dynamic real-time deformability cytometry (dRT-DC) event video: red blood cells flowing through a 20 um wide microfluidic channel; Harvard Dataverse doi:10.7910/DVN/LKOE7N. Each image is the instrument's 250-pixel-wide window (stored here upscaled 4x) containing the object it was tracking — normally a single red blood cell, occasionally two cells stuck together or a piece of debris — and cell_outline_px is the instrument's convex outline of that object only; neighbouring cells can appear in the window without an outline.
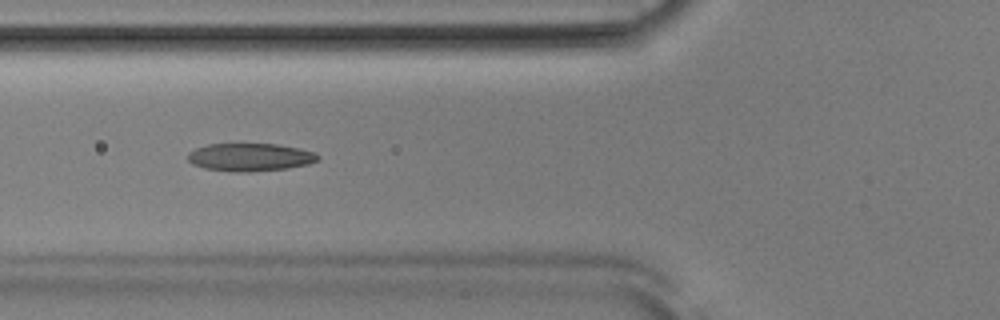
{"species": "Egyptian fruit bat (a non-hibernating species)", "species_latin": "Rousettus aegyptiacus", "temperature_condition": "room temperature", "stored_images_in_passage": 42, "camera_frame_rate_fps": 3000, "um_per_image_px": 0.085, "animal": {"sex": "male"}, "frame": {"image": 1, "passage_image": 10, "time_ms": 3.0, "image_size_px": [1000, 320], "cell_outline_px": [[320, 160], [308, 164], [288, 168], [248, 172], [236, 172], [204, 168], [192, 164], [188, 160], [188, 152], [196, 148], [208, 144], [276, 144], [300, 148], [316, 152], [320, 156]], "centroid_in_image_um": [21.29, 13.36], "position_along_channel_um": 104.5, "area_um2": 21.27}}
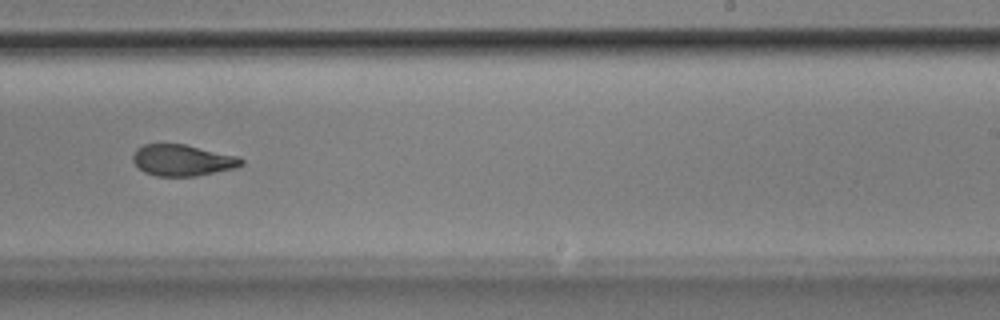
{"frame": {"image": 2, "passage_image": 23, "time_ms": 7.333, "image_size_px": [1000, 320], "cell_outline_px": [[244, 164], [236, 168], [196, 176], [156, 176], [144, 172], [132, 160], [132, 156], [136, 148], [144, 144], [184, 144], [240, 156], [244, 160]], "centroid_in_image_um": [15.54, 13.62], "position_along_channel_um": 273.5, "area_um2": 19.94}}
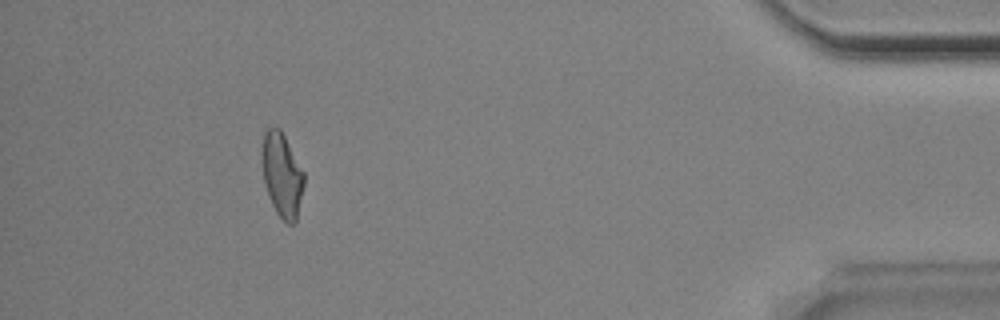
{"frame": {"image": 3, "passage_image": 38, "time_ms": 12.333, "image_size_px": [1000, 320], "cell_outline_px": [[304, 184], [296, 224], [288, 224], [276, 212], [272, 204], [264, 184], [260, 160], [260, 152], [264, 132], [268, 128], [280, 128], [304, 172]], "centroid_in_image_um": [23.94, 14.86], "position_along_channel_um": 411.3, "area_um2": 20.87}, "authors_computed_cell_mechanics": {"area_um2": 20.9525, "velocity_mm_per_s": 3.908, "shape_relaxation_time_tau1_ms": 3.0249, "shape_relaxation_time_tau2_ms": 2.3131, "deformation_change_tau1": 0.1565, "deformation_change_tau2": 0.0961}}